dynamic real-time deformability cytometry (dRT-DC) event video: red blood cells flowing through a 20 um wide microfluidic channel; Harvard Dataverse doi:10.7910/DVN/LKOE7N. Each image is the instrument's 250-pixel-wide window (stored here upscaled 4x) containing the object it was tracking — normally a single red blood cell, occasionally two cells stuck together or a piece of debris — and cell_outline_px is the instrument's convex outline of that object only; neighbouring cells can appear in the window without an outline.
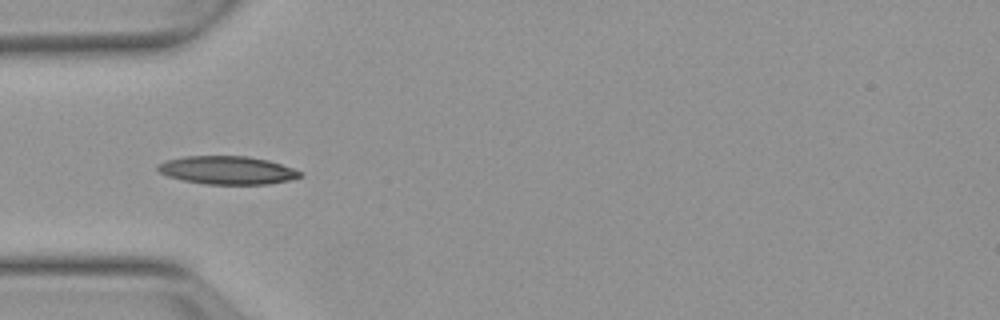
{"species": "Egyptian fruit bat (a non-hibernating species)", "species_latin": "Rousettus aegyptiacus", "temperature_condition": "warm", "stored_images_in_passage": 4, "camera_frame_rate_fps": 3000, "um_per_image_px": 0.085, "animal": {"sex": "female"}, "frame": {"image": 1, "passage_image": 4, "time_ms": 3.667, "image_size_px": [1000, 320], "cell_outline_px": [[304, 172], [300, 176], [288, 180], [268, 184], [204, 184], [184, 180], [168, 176], [160, 172], [156, 168], [156, 164], [164, 160], [184, 156], [248, 156], [268, 160]], "centroid_in_image_um": [19.28, 14.46], "position_along_channel_um": 65.7, "area_um2": 23.35}}